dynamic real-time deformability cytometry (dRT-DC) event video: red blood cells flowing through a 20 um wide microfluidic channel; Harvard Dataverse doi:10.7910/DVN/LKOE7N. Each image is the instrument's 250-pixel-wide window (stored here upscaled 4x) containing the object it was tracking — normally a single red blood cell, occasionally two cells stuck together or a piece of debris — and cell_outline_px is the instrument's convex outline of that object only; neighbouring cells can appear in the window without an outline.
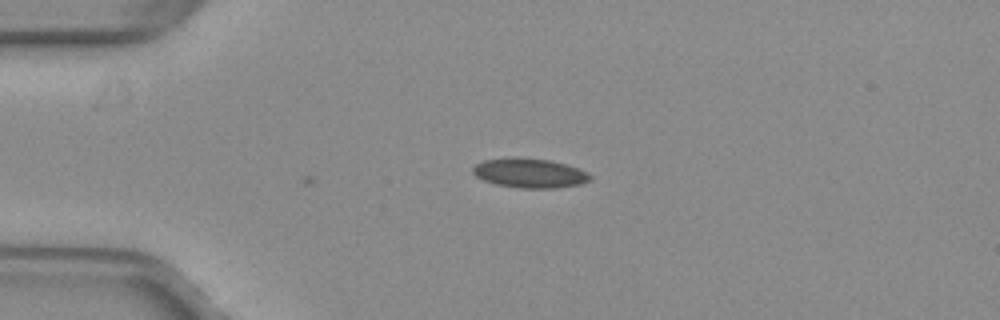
{"species": "common noctule bat (a hibernating species)", "species_latin": "Nyctalus noctula", "temperature_condition": "warm", "stored_images_in_passage": 5, "camera_frame_rate_fps": 3000, "um_per_image_px": 0.085, "animal": {"sex": "female", "body_mass_g": 29.2, "forearm_length_mm": 56.3}, "frame": {"image": 1, "passage_image": 5, "time_ms": 1.333, "image_size_px": [1000, 320], "cell_outline_px": [[592, 180], [580, 184], [556, 188], [520, 188], [496, 184], [484, 180], [476, 176], [472, 172], [472, 168], [476, 164], [484, 160], [516, 156], [552, 160], [580, 168], [588, 172], [592, 176]], "centroid_in_image_um": [45.05, 14.7], "position_along_channel_um": 39.9, "area_um2": 20.46}}